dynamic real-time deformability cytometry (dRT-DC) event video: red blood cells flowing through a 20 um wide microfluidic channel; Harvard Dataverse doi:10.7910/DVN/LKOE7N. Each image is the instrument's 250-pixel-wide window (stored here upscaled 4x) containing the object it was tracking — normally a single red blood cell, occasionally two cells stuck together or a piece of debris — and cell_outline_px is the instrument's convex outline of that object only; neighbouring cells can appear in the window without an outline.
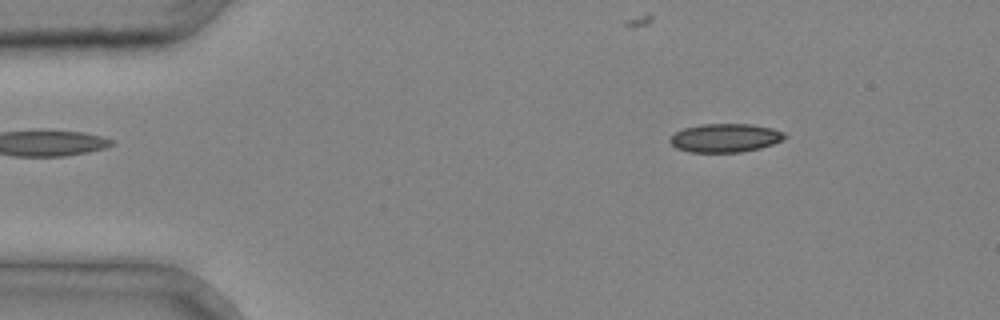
{"species": "common noctule bat (a hibernating species)", "species_latin": "Nyctalus noctula", "temperature_condition": "cold", "stored_images_in_passage": 3, "camera_frame_rate_fps": 3000, "um_per_image_px": 0.085, "animal": {"sex": "male", "body_mass_g": 20.4}, "frame": {"image": 1, "passage_image": 1, "time_ms": 0.0, "image_size_px": [1000, 320], "cell_outline_px": [[788, 136], [784, 140], [760, 148], [744, 152], [688, 152], [676, 148], [668, 140], [676, 132], [684, 128], [704, 124], [752, 124], [772, 128], [784, 132]], "centroid_in_image_um": [61.68, 11.73], "position_along_channel_um": 23.3, "area_um2": 19.19}}
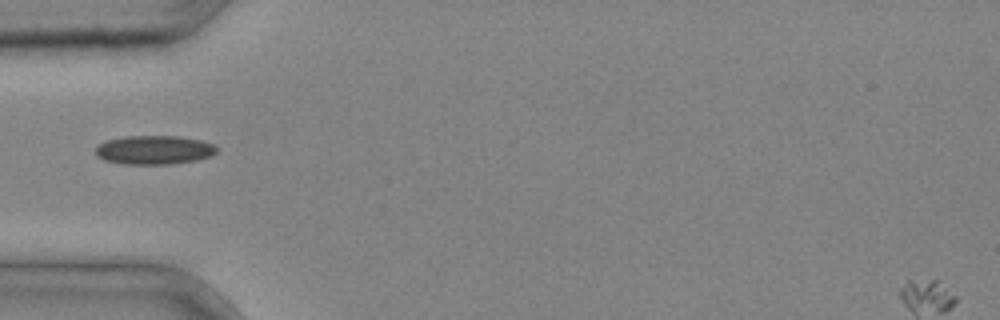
{"frame": {"image": 2, "passage_image": 3, "time_ms": 0.667, "image_size_px": [1000, 320], "cell_outline_px": [[216, 152], [212, 156], [196, 160], [172, 164], [124, 164], [104, 160], [96, 156], [96, 148], [100, 144], [108, 140], [128, 136], [176, 136], [200, 140], [216, 144]], "centroid_in_image_um": [13.13, 12.75], "position_along_channel_um": 71.9, "area_um2": 20.35}}